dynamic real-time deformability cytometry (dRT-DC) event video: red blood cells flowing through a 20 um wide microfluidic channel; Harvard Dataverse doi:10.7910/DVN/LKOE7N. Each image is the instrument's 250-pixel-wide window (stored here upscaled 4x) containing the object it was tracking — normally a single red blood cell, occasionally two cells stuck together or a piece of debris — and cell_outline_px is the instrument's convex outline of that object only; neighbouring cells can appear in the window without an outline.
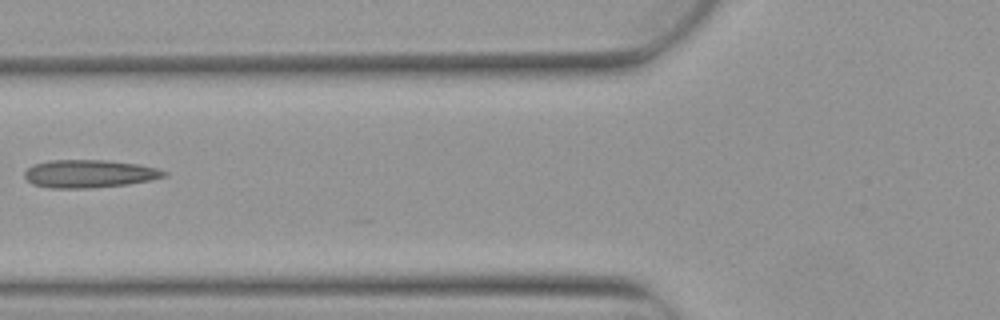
{"species": "Egyptian fruit bat (a non-hibernating species)", "species_latin": "Rousettus aegyptiacus", "temperature_condition": "warm", "stored_images_in_passage": 6, "camera_frame_rate_fps": 3000, "um_per_image_px": 0.085, "animal": {"sex": "female"}, "frame": {"image": 1, "passage_image": 5, "time_ms": 1.333, "image_size_px": [1000, 320], "cell_outline_px": [[168, 172], [164, 176], [152, 180], [128, 184], [88, 188], [48, 188], [32, 184], [24, 176], [24, 172], [32, 164], [48, 160], [108, 160], [140, 164], [156, 168]], "centroid_in_image_um": [7.57, 14.76], "position_along_channel_um": 118.2, "area_um2": 22.83}}
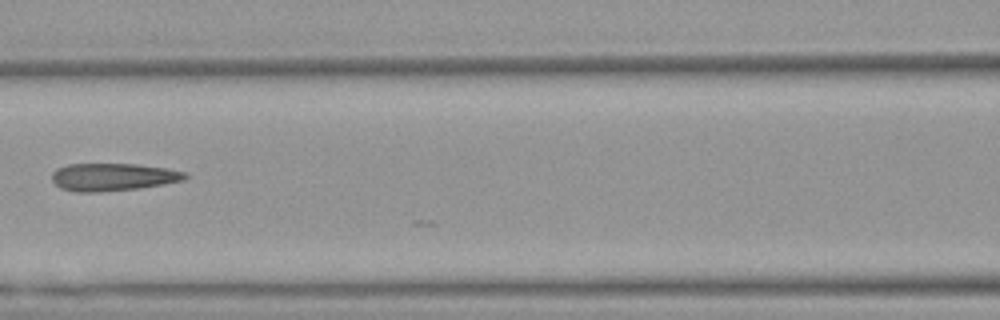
{"frame": {"image": 2, "passage_image": 6, "time_ms": 1.667, "image_size_px": [1000, 320], "cell_outline_px": [[188, 176], [184, 180], [164, 184], [136, 188], [100, 192], [76, 192], [60, 188], [52, 180], [52, 172], [56, 168], [68, 164], [136, 164], [164, 168], [184, 172]], "centroid_in_image_um": [9.55, 15.04], "position_along_channel_um": 157.0, "area_um2": 21.33}}